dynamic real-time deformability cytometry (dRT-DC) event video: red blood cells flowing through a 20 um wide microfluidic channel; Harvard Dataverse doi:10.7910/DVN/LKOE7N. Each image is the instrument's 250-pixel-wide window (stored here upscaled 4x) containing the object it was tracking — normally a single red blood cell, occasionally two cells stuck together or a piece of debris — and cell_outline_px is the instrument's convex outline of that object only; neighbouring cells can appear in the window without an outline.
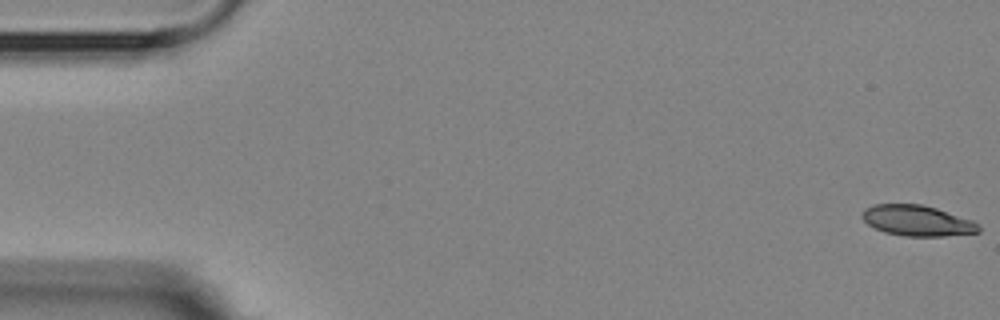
{"species": "Egyptian fruit bat (a non-hibernating species)", "species_latin": "Rousettus aegyptiacus", "temperature_condition": "room temperature", "stored_images_in_passage": 7, "segment_of_instrument_passage": [1, 2], "camera_frame_rate_fps": 3000, "um_per_image_px": 0.085, "animal": {"sex": "female"}, "frame": {"image": 1, "passage_image": 1, "time_ms": 0.0, "image_size_px": [1000, 320], "cell_outline_px": [[980, 232], [944, 236], [904, 236], [884, 232], [868, 224], [860, 216], [860, 212], [864, 208], [876, 204], [920, 204], [936, 208], [972, 220], [980, 224]], "centroid_in_image_um": [77.95, 18.75], "position_along_channel_um": 7.1, "area_um2": 20.87}}
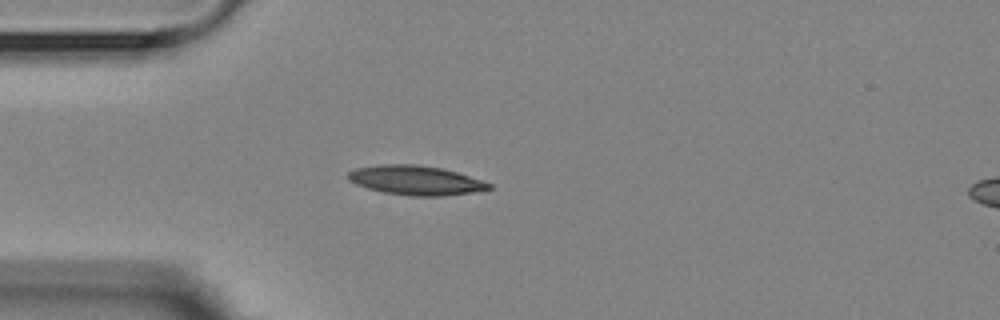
{"frame": {"image": 2, "passage_image": 5, "time_ms": 4.667, "image_size_px": [1000, 320], "cell_outline_px": [[492, 188], [472, 192], [444, 196], [408, 196], [384, 192], [368, 188], [356, 184], [348, 180], [348, 172], [356, 168], [380, 164], [416, 164], [440, 168], [456, 172], [492, 184]], "centroid_in_image_um": [35.3, 15.32], "position_along_channel_um": 49.7, "area_um2": 23.93}}